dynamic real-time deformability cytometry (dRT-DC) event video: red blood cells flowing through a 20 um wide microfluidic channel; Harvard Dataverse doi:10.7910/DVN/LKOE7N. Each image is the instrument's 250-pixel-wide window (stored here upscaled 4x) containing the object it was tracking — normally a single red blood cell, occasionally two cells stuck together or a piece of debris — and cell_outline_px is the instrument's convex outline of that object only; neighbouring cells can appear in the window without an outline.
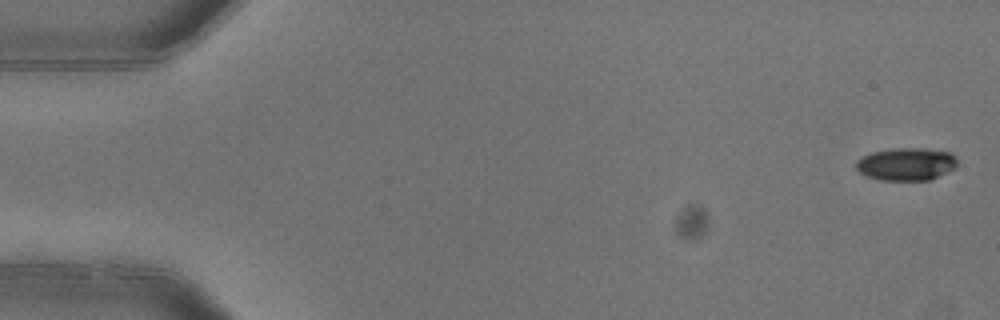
{"species": "common noctule bat (a hibernating species)", "species_latin": "Nyctalus noctula", "temperature_condition": "warm", "stored_images_in_passage": 5, "camera_frame_rate_fps": 3000, "um_per_image_px": 0.085, "animal": {"sex": "female"}, "frame": {"image": 1, "passage_image": 1, "time_ms": 0.0, "image_size_px": [1000, 320], "cell_outline_px": [[956, 168], [928, 180], [880, 180], [864, 176], [856, 168], [856, 164], [864, 156], [872, 152], [896, 148], [920, 148], [952, 152], [956, 156]], "centroid_in_image_um": [77.06, 13.95], "position_along_channel_um": 7.9, "area_um2": 19.19}}
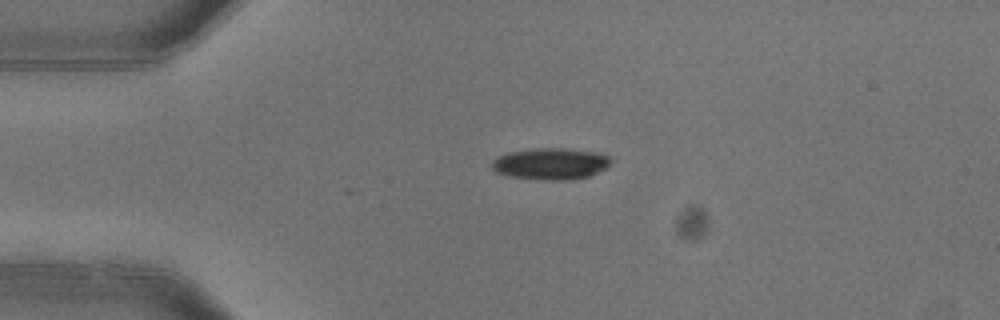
{"frame": {"image": 2, "passage_image": 4, "time_ms": 1.0, "image_size_px": [1000, 320], "cell_outline_px": [[612, 160], [604, 168], [588, 176], [572, 180], [544, 180], [508, 176], [496, 172], [492, 168], [492, 160], [496, 156], [508, 152], [540, 148], [564, 148], [600, 152], [608, 156]], "centroid_in_image_um": [46.78, 13.91], "position_along_channel_um": 38.2, "area_um2": 21.91}}